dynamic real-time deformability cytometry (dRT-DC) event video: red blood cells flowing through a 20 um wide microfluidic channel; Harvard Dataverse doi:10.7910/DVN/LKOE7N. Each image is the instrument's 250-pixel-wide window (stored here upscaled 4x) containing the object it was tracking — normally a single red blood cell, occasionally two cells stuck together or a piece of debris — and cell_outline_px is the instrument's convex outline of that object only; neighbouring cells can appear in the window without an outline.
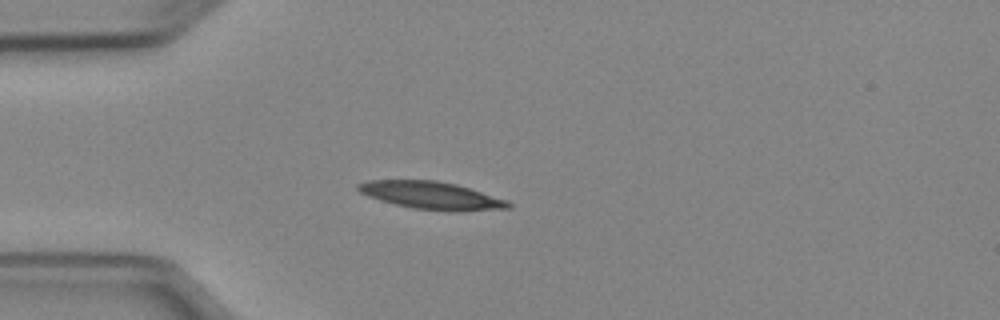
{"species": "Egyptian fruit bat (a non-hibernating species)", "species_latin": "Rousettus aegyptiacus", "temperature_condition": "cold", "stored_images_in_passage": 5, "camera_frame_rate_fps": 3000, "um_per_image_px": 0.085, "animal": {"sex": "female"}, "frame": {"image": 1, "passage_image": 4, "time_ms": 3.667, "image_size_px": [1000, 320], "cell_outline_px": [[512, 208], [460, 212], [456, 212], [412, 208], [380, 200], [368, 196], [360, 192], [356, 188], [356, 184], [368, 180], [436, 180], [456, 184], [508, 200], [512, 204]], "centroid_in_image_um": [36.7, 16.62], "position_along_channel_um": 48.3, "area_um2": 24.33}}